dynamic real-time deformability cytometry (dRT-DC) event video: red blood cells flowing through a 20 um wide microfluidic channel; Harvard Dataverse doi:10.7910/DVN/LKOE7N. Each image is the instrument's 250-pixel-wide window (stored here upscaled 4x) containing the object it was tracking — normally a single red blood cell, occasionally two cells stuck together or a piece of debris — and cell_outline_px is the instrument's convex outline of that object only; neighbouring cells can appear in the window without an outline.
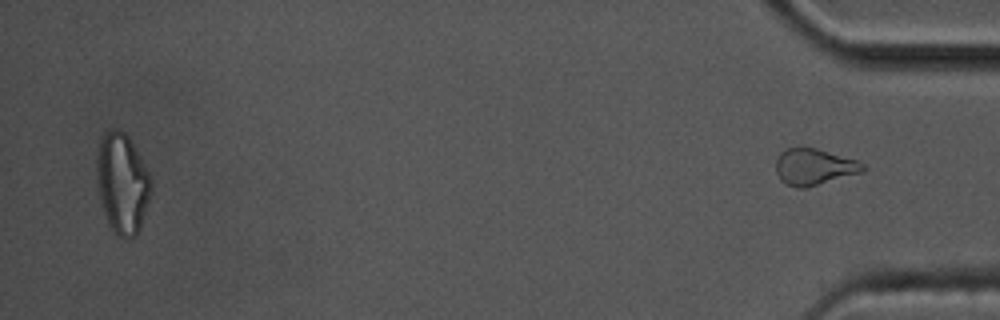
{"species": "common noctule bat (a hibernating species)", "species_latin": "Nyctalus noctula", "temperature_condition": "cold", "stored_images_in_passage": 55, "segment_of_instrument_passage": [2, 2], "camera_frame_rate_fps": 3000, "um_per_image_px": 0.085, "animal": {"sex": "male", "body_mass_g": 17.5, "forearm_length_mm": 52.3}, "frame": {"image": 1, "passage_image": 55, "time_ms": 18.0, "image_size_px": [1000, 320], "cell_outline_px": [[868, 168], [864, 172], [804, 188], [800, 188], [784, 184], [780, 180], [776, 172], [776, 160], [780, 152], [784, 148], [816, 148], [856, 160], [864, 164]], "centroid_in_image_um": [69.2, 14.19], "position_along_channel_um": 366.0, "area_um2": 18.5}}